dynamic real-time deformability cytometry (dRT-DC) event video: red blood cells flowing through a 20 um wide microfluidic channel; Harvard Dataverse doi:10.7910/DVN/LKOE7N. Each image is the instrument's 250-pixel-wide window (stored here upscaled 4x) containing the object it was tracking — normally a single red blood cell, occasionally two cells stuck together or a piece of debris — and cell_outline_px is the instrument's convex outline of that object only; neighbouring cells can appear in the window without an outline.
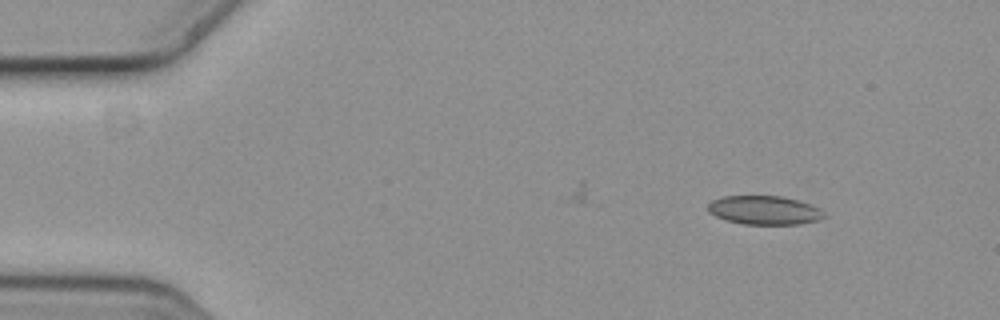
{"species": "common noctule bat (a hibernating species)", "species_latin": "Nyctalus noctula", "temperature_condition": "cold", "stored_images_in_passage": 5, "camera_frame_rate_fps": 3000, "um_per_image_px": 0.085, "animal": {"sex": "female", "body_mass_g": 19.3, "forearm_length_mm": 54.1}, "frame": {"image": 1, "passage_image": 1, "time_ms": 0.0, "image_size_px": [1000, 320], "cell_outline_px": [[824, 216], [820, 220], [800, 224], [744, 224], [724, 220], [708, 212], [708, 204], [712, 200], [724, 196], [780, 196], [796, 200], [820, 208], [824, 212]], "centroid_in_image_um": [64.95, 17.87], "position_along_channel_um": 20.1, "area_um2": 19.42}}
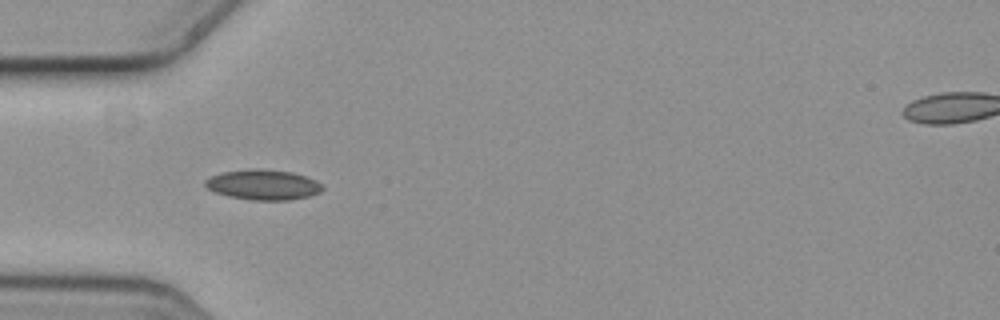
{"frame": {"image": 2, "passage_image": 4, "time_ms": 1.0, "image_size_px": [1000, 320], "cell_outline_px": [[324, 188], [320, 192], [308, 196], [288, 200], [252, 200], [228, 196], [216, 192], [208, 188], [204, 184], [204, 180], [212, 176], [224, 172], [292, 172], [316, 180]], "centroid_in_image_um": [22.4, 15.76], "position_along_channel_um": 62.6, "area_um2": 19.42}}
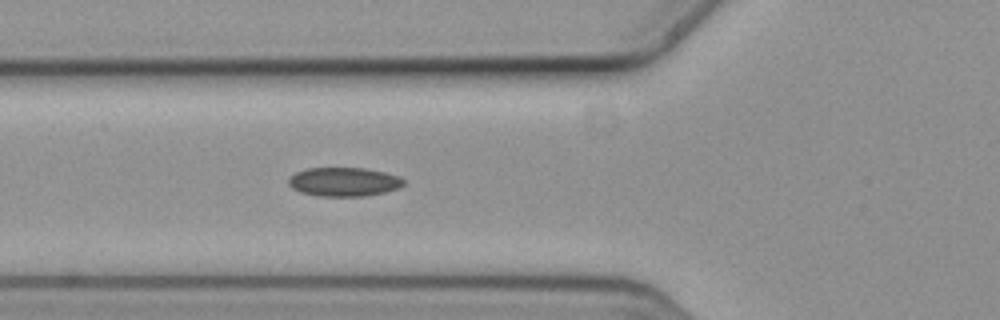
{"frame": {"image": 3, "passage_image": 5, "time_ms": 1.333, "image_size_px": [1000, 320], "cell_outline_px": [[404, 184], [400, 188], [384, 192], [364, 196], [316, 196], [300, 192], [292, 188], [288, 184], [288, 176], [296, 172], [308, 168], [364, 168], [384, 172], [400, 176], [404, 180]], "centroid_in_image_um": [29.21, 15.46], "position_along_channel_um": 96.6, "area_um2": 19.54}}